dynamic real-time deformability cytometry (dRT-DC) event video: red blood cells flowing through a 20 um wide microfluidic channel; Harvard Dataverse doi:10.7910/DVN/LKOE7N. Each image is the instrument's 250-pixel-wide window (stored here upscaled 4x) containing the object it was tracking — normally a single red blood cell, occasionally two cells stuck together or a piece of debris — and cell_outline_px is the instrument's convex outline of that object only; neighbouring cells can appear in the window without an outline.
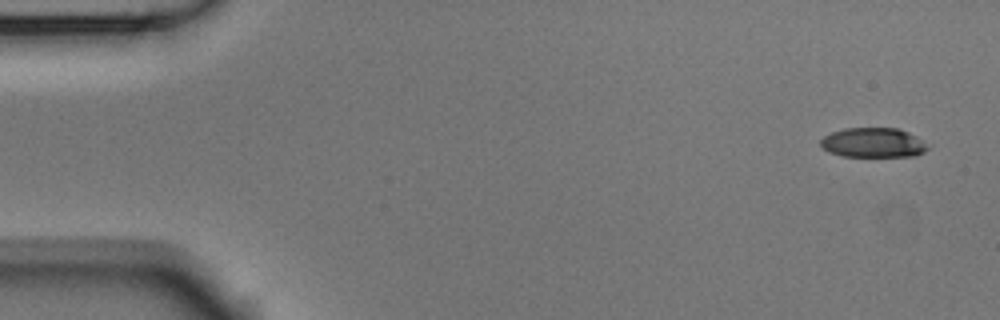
{"species": "Egyptian fruit bat (a non-hibernating species)", "species_latin": "Rousettus aegyptiacus", "temperature_condition": "room temperature", "stored_images_in_passage": 4, "camera_frame_rate_fps": 3000, "um_per_image_px": 0.085, "animal": {"sex": "male"}, "frame": {"image": 1, "passage_image": 1, "time_ms": 0.0, "image_size_px": [1000, 320], "cell_outline_px": [[928, 148], [924, 152], [916, 156], [844, 156], [828, 152], [820, 144], [820, 140], [824, 136], [832, 132], [844, 128], [896, 128], [908, 132], [916, 136]], "centroid_in_image_um": [74.19, 12.12], "position_along_channel_um": 10.8, "area_um2": 18.32}}
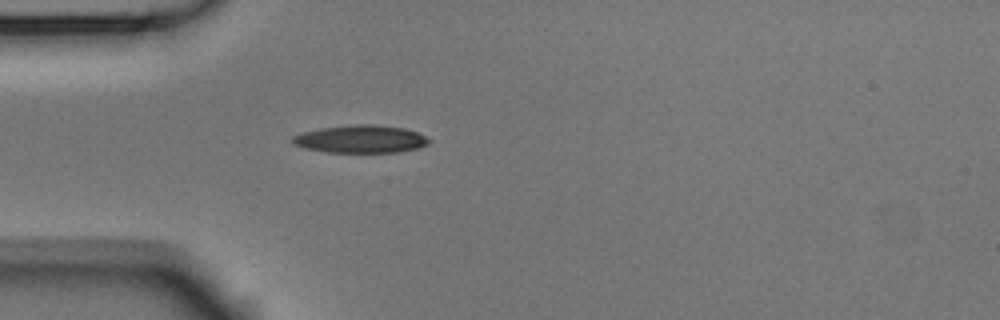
{"frame": {"image": 2, "passage_image": 4, "time_ms": 1.0, "image_size_px": [1000, 320], "cell_outline_px": [[432, 140], [428, 144], [416, 148], [396, 152], [328, 152], [304, 148], [292, 144], [292, 136], [300, 132], [320, 128], [356, 124], [372, 124], [404, 128], [416, 132]], "centroid_in_image_um": [30.61, 11.81], "position_along_channel_um": 54.4, "area_um2": 22.02}}